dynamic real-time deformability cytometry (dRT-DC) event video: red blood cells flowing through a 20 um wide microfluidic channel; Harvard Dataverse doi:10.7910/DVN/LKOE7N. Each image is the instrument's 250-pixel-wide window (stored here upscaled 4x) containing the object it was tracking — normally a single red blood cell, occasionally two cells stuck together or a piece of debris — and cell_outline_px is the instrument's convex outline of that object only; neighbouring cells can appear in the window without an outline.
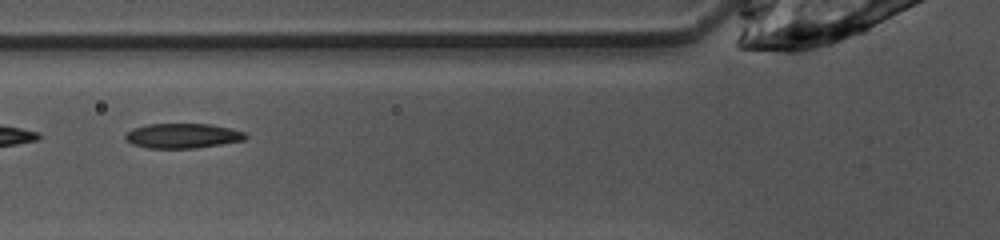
{"species": "common noctule bat (a hibernating species)", "species_latin": "Nyctalus noctula", "temperature_condition": "warm", "stored_images_in_passage": 47, "segment_of_instrument_passage": [2, 2], "camera_frame_rate_fps": 3000, "um_per_image_px": 0.085, "animal": {"sex": "female", "body_mass_g": 10.0, "forearm_length_mm": 53.1}, "frame": {"image": 1, "passage_image": 16, "time_ms": 5.0, "image_size_px": [1000, 240], "cell_outline_px": [[248, 136], [244, 140], [196, 148], [148, 148], [132, 144], [124, 136], [132, 128], [148, 124], [212, 124], [244, 132]], "centroid_in_image_um": [15.51, 11.54], "position_along_channel_um": 110.3, "area_um2": 17.22}}
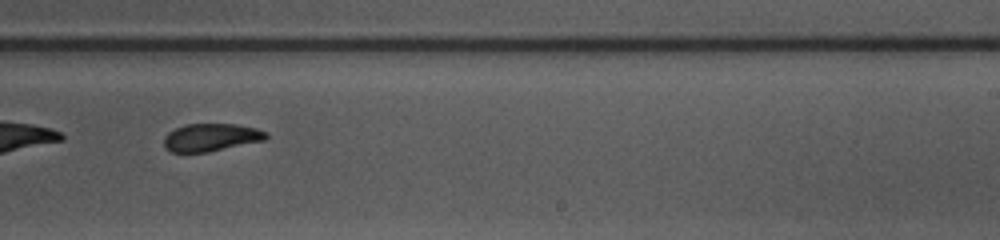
{"frame": {"image": 2, "passage_image": 28, "time_ms": 9.0, "image_size_px": [1000, 240], "cell_outline_px": [[268, 136], [264, 140], [208, 152], [172, 152], [164, 148], [164, 136], [168, 132], [176, 128], [188, 124], [236, 124], [256, 128], [268, 132]], "centroid_in_image_um": [17.93, 11.67], "position_along_channel_um": 271.1, "area_um2": 16.47}}
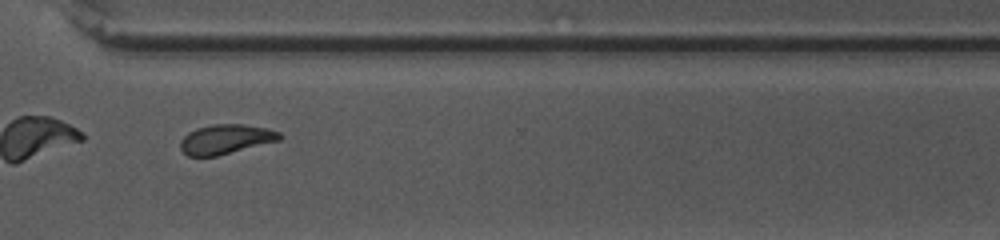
{"frame": {"image": 3, "passage_image": 34, "time_ms": 11.0, "image_size_px": [1000, 240], "cell_outline_px": [[284, 136], [280, 140], [216, 156], [188, 156], [180, 148], [180, 140], [188, 132], [196, 128], [212, 124], [244, 124], [268, 128], [280, 132]], "centroid_in_image_um": [19.2, 11.82], "position_along_channel_um": 351.4, "area_um2": 17.17}}